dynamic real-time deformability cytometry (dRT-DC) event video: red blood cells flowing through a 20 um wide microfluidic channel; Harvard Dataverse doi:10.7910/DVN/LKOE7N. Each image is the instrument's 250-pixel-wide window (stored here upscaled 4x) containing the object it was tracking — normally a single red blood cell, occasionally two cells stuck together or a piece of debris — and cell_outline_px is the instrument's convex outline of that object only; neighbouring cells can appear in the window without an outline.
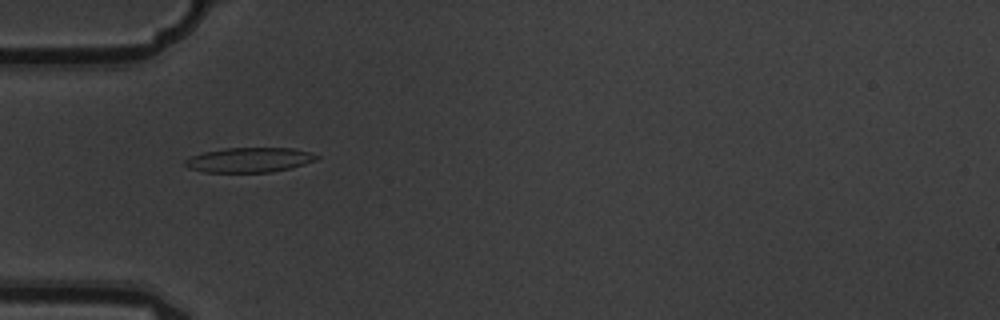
{"species": "common noctule bat (a hibernating species)", "species_latin": "Nyctalus noctula", "temperature_condition": "warm", "stored_images_in_passage": 6, "camera_frame_rate_fps": 3000, "um_per_image_px": 0.085, "animal": {"sex": "male", "body_mass_g": 19.5, "forearm_length_mm": 54.6}, "frame": {"image": 1, "passage_image": 2, "time_ms": 0.333, "image_size_px": [1000, 320], "cell_outline_px": [[320, 156], [316, 160], [304, 164], [272, 172], [204, 172], [188, 168], [184, 164], [184, 160], [192, 156], [204, 152], [224, 148], [292, 148], [312, 152]], "centroid_in_image_um": [21.19, 13.59], "position_along_channel_um": 63.8, "area_um2": 18.96}}
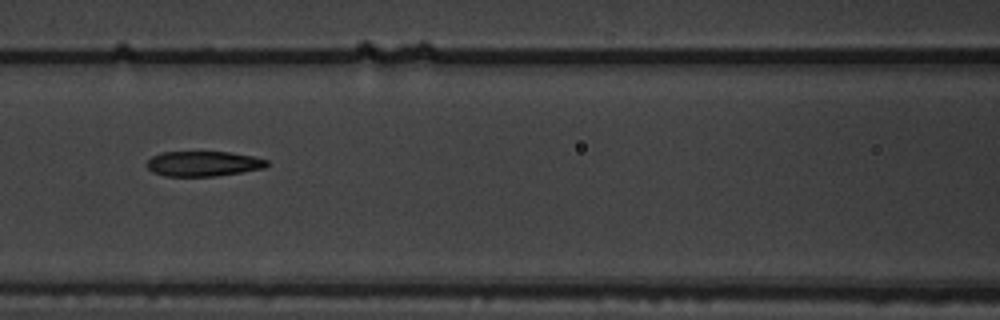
{"frame": {"image": 2, "passage_image": 4, "time_ms": 1.0, "image_size_px": [1000, 320], "cell_outline_px": [[268, 164], [264, 168], [216, 176], [164, 176], [152, 172], [144, 164], [152, 156], [160, 152], [232, 152], [252, 156], [268, 160]], "centroid_in_image_um": [17.24, 13.91], "position_along_channel_um": 149.4, "area_um2": 17.63}}
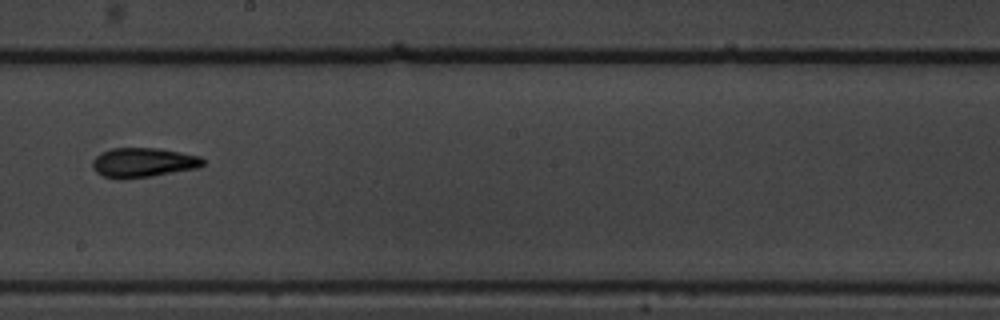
{"frame": {"image": 3, "passage_image": 6, "time_ms": 1.667, "image_size_px": [1000, 320], "cell_outline_px": [[204, 164], [196, 168], [152, 176], [104, 176], [96, 172], [92, 164], [92, 160], [100, 152], [112, 148], [160, 148], [200, 156], [204, 160]], "centroid_in_image_um": [12.2, 13.77], "position_along_channel_um": 236.0, "area_um2": 18.38}}